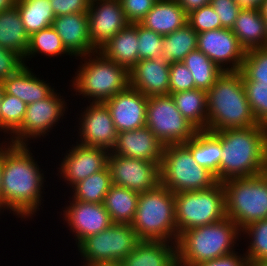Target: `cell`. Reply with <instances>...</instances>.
I'll return each mask as SVG.
<instances>
[{"label":"cell","mask_w":267,"mask_h":266,"mask_svg":"<svg viewBox=\"0 0 267 266\" xmlns=\"http://www.w3.org/2000/svg\"><path fill=\"white\" fill-rule=\"evenodd\" d=\"M27 146L3 145L1 176L2 210H11L23 219L39 210L45 178Z\"/></svg>","instance_id":"6da1fadb"},{"label":"cell","mask_w":267,"mask_h":266,"mask_svg":"<svg viewBox=\"0 0 267 266\" xmlns=\"http://www.w3.org/2000/svg\"><path fill=\"white\" fill-rule=\"evenodd\" d=\"M221 141L219 182L262 173L267 158V126L213 132Z\"/></svg>","instance_id":"7a4b0ae2"},{"label":"cell","mask_w":267,"mask_h":266,"mask_svg":"<svg viewBox=\"0 0 267 266\" xmlns=\"http://www.w3.org/2000/svg\"><path fill=\"white\" fill-rule=\"evenodd\" d=\"M207 131L258 125L248 103L242 75L224 72L207 91Z\"/></svg>","instance_id":"3957f363"},{"label":"cell","mask_w":267,"mask_h":266,"mask_svg":"<svg viewBox=\"0 0 267 266\" xmlns=\"http://www.w3.org/2000/svg\"><path fill=\"white\" fill-rule=\"evenodd\" d=\"M241 230L228 217L184 231L177 241V266H195L233 252ZM234 250V251H233Z\"/></svg>","instance_id":"277c9868"},{"label":"cell","mask_w":267,"mask_h":266,"mask_svg":"<svg viewBox=\"0 0 267 266\" xmlns=\"http://www.w3.org/2000/svg\"><path fill=\"white\" fill-rule=\"evenodd\" d=\"M131 226L140 241H169L177 244L179 236L174 193L160 183L141 193Z\"/></svg>","instance_id":"5b68a950"},{"label":"cell","mask_w":267,"mask_h":266,"mask_svg":"<svg viewBox=\"0 0 267 266\" xmlns=\"http://www.w3.org/2000/svg\"><path fill=\"white\" fill-rule=\"evenodd\" d=\"M82 57L85 61L79 65L72 80L76 95L78 92L83 98L92 99V103H104L129 86L126 67L106 58L100 51Z\"/></svg>","instance_id":"8992f818"},{"label":"cell","mask_w":267,"mask_h":266,"mask_svg":"<svg viewBox=\"0 0 267 266\" xmlns=\"http://www.w3.org/2000/svg\"><path fill=\"white\" fill-rule=\"evenodd\" d=\"M160 170V184L172 193L211 188L217 183L215 175L197 164L184 143L164 147Z\"/></svg>","instance_id":"52a82bcc"},{"label":"cell","mask_w":267,"mask_h":266,"mask_svg":"<svg viewBox=\"0 0 267 266\" xmlns=\"http://www.w3.org/2000/svg\"><path fill=\"white\" fill-rule=\"evenodd\" d=\"M222 185L226 217L240 230L252 222L267 219V180L262 174L228 179Z\"/></svg>","instance_id":"ba28073f"},{"label":"cell","mask_w":267,"mask_h":266,"mask_svg":"<svg viewBox=\"0 0 267 266\" xmlns=\"http://www.w3.org/2000/svg\"><path fill=\"white\" fill-rule=\"evenodd\" d=\"M174 197L178 236L226 217L225 190L221 182L204 190L178 192Z\"/></svg>","instance_id":"9c48e42d"},{"label":"cell","mask_w":267,"mask_h":266,"mask_svg":"<svg viewBox=\"0 0 267 266\" xmlns=\"http://www.w3.org/2000/svg\"><path fill=\"white\" fill-rule=\"evenodd\" d=\"M140 242L130 224L113 223L104 231L84 239L77 247L86 261L83 266L121 263Z\"/></svg>","instance_id":"30bf717a"},{"label":"cell","mask_w":267,"mask_h":266,"mask_svg":"<svg viewBox=\"0 0 267 266\" xmlns=\"http://www.w3.org/2000/svg\"><path fill=\"white\" fill-rule=\"evenodd\" d=\"M146 126L164 145L185 143L198 131L177 109L170 94L148 98Z\"/></svg>","instance_id":"8fae6325"},{"label":"cell","mask_w":267,"mask_h":266,"mask_svg":"<svg viewBox=\"0 0 267 266\" xmlns=\"http://www.w3.org/2000/svg\"><path fill=\"white\" fill-rule=\"evenodd\" d=\"M64 98L53 91L47 98L27 105L21 126L10 137L11 144L27 145L29 140L40 138L64 116L67 106ZM66 106V107H65Z\"/></svg>","instance_id":"7c38bea8"},{"label":"cell","mask_w":267,"mask_h":266,"mask_svg":"<svg viewBox=\"0 0 267 266\" xmlns=\"http://www.w3.org/2000/svg\"><path fill=\"white\" fill-rule=\"evenodd\" d=\"M156 162L127 158L110 151L108 168L112 184L139 194L155 188L160 183V170Z\"/></svg>","instance_id":"4fadbf2b"},{"label":"cell","mask_w":267,"mask_h":266,"mask_svg":"<svg viewBox=\"0 0 267 266\" xmlns=\"http://www.w3.org/2000/svg\"><path fill=\"white\" fill-rule=\"evenodd\" d=\"M197 49L224 72L240 71L246 54L237 36L228 28L198 33Z\"/></svg>","instance_id":"5bb4252c"},{"label":"cell","mask_w":267,"mask_h":266,"mask_svg":"<svg viewBox=\"0 0 267 266\" xmlns=\"http://www.w3.org/2000/svg\"><path fill=\"white\" fill-rule=\"evenodd\" d=\"M87 15L89 37L97 51L130 24L120 0H90Z\"/></svg>","instance_id":"9a60e30c"},{"label":"cell","mask_w":267,"mask_h":266,"mask_svg":"<svg viewBox=\"0 0 267 266\" xmlns=\"http://www.w3.org/2000/svg\"><path fill=\"white\" fill-rule=\"evenodd\" d=\"M79 118V144L102 147L111 151L117 140L118 132L105 103H92L85 108Z\"/></svg>","instance_id":"2e32d148"},{"label":"cell","mask_w":267,"mask_h":266,"mask_svg":"<svg viewBox=\"0 0 267 266\" xmlns=\"http://www.w3.org/2000/svg\"><path fill=\"white\" fill-rule=\"evenodd\" d=\"M63 158L59 173L70 188L79 181L108 166L110 151L102 147L83 146L76 142Z\"/></svg>","instance_id":"e0dca14e"},{"label":"cell","mask_w":267,"mask_h":266,"mask_svg":"<svg viewBox=\"0 0 267 266\" xmlns=\"http://www.w3.org/2000/svg\"><path fill=\"white\" fill-rule=\"evenodd\" d=\"M148 98L140 91L128 86L104 102L118 133L146 126Z\"/></svg>","instance_id":"ac0fdd59"},{"label":"cell","mask_w":267,"mask_h":266,"mask_svg":"<svg viewBox=\"0 0 267 266\" xmlns=\"http://www.w3.org/2000/svg\"><path fill=\"white\" fill-rule=\"evenodd\" d=\"M69 204L63 210V217L70 230L75 234L77 246L87 237L100 233L113 224L103 203L82 202L72 199Z\"/></svg>","instance_id":"d6986e66"},{"label":"cell","mask_w":267,"mask_h":266,"mask_svg":"<svg viewBox=\"0 0 267 266\" xmlns=\"http://www.w3.org/2000/svg\"><path fill=\"white\" fill-rule=\"evenodd\" d=\"M170 64L160 54L138 61L129 70V86L150 97L169 94Z\"/></svg>","instance_id":"ffe728a7"},{"label":"cell","mask_w":267,"mask_h":266,"mask_svg":"<svg viewBox=\"0 0 267 266\" xmlns=\"http://www.w3.org/2000/svg\"><path fill=\"white\" fill-rule=\"evenodd\" d=\"M164 143L147 127L119 132L113 153L127 158H137L161 165Z\"/></svg>","instance_id":"44dd1931"},{"label":"cell","mask_w":267,"mask_h":266,"mask_svg":"<svg viewBox=\"0 0 267 266\" xmlns=\"http://www.w3.org/2000/svg\"><path fill=\"white\" fill-rule=\"evenodd\" d=\"M52 27L57 31L66 50L75 58L97 51L89 37L87 12L57 16Z\"/></svg>","instance_id":"7402d4cb"},{"label":"cell","mask_w":267,"mask_h":266,"mask_svg":"<svg viewBox=\"0 0 267 266\" xmlns=\"http://www.w3.org/2000/svg\"><path fill=\"white\" fill-rule=\"evenodd\" d=\"M25 64L15 74L2 82L4 92L15 96L26 105L47 98L55 88L39 79Z\"/></svg>","instance_id":"603a6c76"},{"label":"cell","mask_w":267,"mask_h":266,"mask_svg":"<svg viewBox=\"0 0 267 266\" xmlns=\"http://www.w3.org/2000/svg\"><path fill=\"white\" fill-rule=\"evenodd\" d=\"M121 264L123 266H177V245L169 241H140Z\"/></svg>","instance_id":"cb8c5ba5"},{"label":"cell","mask_w":267,"mask_h":266,"mask_svg":"<svg viewBox=\"0 0 267 266\" xmlns=\"http://www.w3.org/2000/svg\"><path fill=\"white\" fill-rule=\"evenodd\" d=\"M139 23L165 36L184 27L188 23V14L176 0H157Z\"/></svg>","instance_id":"d4e9b609"},{"label":"cell","mask_w":267,"mask_h":266,"mask_svg":"<svg viewBox=\"0 0 267 266\" xmlns=\"http://www.w3.org/2000/svg\"><path fill=\"white\" fill-rule=\"evenodd\" d=\"M231 30L246 51L267 47L265 18L260 8H242Z\"/></svg>","instance_id":"484cf974"},{"label":"cell","mask_w":267,"mask_h":266,"mask_svg":"<svg viewBox=\"0 0 267 266\" xmlns=\"http://www.w3.org/2000/svg\"><path fill=\"white\" fill-rule=\"evenodd\" d=\"M138 43L137 23H130L98 51L106 58L130 70L139 61Z\"/></svg>","instance_id":"4316f807"},{"label":"cell","mask_w":267,"mask_h":266,"mask_svg":"<svg viewBox=\"0 0 267 266\" xmlns=\"http://www.w3.org/2000/svg\"><path fill=\"white\" fill-rule=\"evenodd\" d=\"M198 165L215 175L219 182V166L222 155L220 139L211 131L198 130L195 136L184 143Z\"/></svg>","instance_id":"83f0119b"},{"label":"cell","mask_w":267,"mask_h":266,"mask_svg":"<svg viewBox=\"0 0 267 266\" xmlns=\"http://www.w3.org/2000/svg\"><path fill=\"white\" fill-rule=\"evenodd\" d=\"M0 46L15 51L22 58L26 54L29 35L16 6L0 12Z\"/></svg>","instance_id":"f1b7e54d"},{"label":"cell","mask_w":267,"mask_h":266,"mask_svg":"<svg viewBox=\"0 0 267 266\" xmlns=\"http://www.w3.org/2000/svg\"><path fill=\"white\" fill-rule=\"evenodd\" d=\"M139 193L112 184L103 205L113 223L132 224L136 215Z\"/></svg>","instance_id":"f546056e"},{"label":"cell","mask_w":267,"mask_h":266,"mask_svg":"<svg viewBox=\"0 0 267 266\" xmlns=\"http://www.w3.org/2000/svg\"><path fill=\"white\" fill-rule=\"evenodd\" d=\"M177 109L198 130H207V92L192 89L171 93Z\"/></svg>","instance_id":"4dcf8cb0"},{"label":"cell","mask_w":267,"mask_h":266,"mask_svg":"<svg viewBox=\"0 0 267 266\" xmlns=\"http://www.w3.org/2000/svg\"><path fill=\"white\" fill-rule=\"evenodd\" d=\"M15 6L29 36L52 26L55 15L50 0H16Z\"/></svg>","instance_id":"1f68e13d"},{"label":"cell","mask_w":267,"mask_h":266,"mask_svg":"<svg viewBox=\"0 0 267 266\" xmlns=\"http://www.w3.org/2000/svg\"><path fill=\"white\" fill-rule=\"evenodd\" d=\"M198 33L187 23L184 27L163 36L162 55L167 63L182 62L186 55L197 49Z\"/></svg>","instance_id":"d6a6232c"},{"label":"cell","mask_w":267,"mask_h":266,"mask_svg":"<svg viewBox=\"0 0 267 266\" xmlns=\"http://www.w3.org/2000/svg\"><path fill=\"white\" fill-rule=\"evenodd\" d=\"M182 63L193 75L195 88L206 92L224 73L209 57L198 49L189 52Z\"/></svg>","instance_id":"836d02e7"},{"label":"cell","mask_w":267,"mask_h":266,"mask_svg":"<svg viewBox=\"0 0 267 266\" xmlns=\"http://www.w3.org/2000/svg\"><path fill=\"white\" fill-rule=\"evenodd\" d=\"M112 185L108 166L72 186V199L82 202L103 203Z\"/></svg>","instance_id":"e575fe53"},{"label":"cell","mask_w":267,"mask_h":266,"mask_svg":"<svg viewBox=\"0 0 267 266\" xmlns=\"http://www.w3.org/2000/svg\"><path fill=\"white\" fill-rule=\"evenodd\" d=\"M44 54L45 56L57 57L60 54L72 56L62 44L60 36L52 27L41 29L39 32L33 33L29 36V46L23 58L24 65L26 58H31L35 54ZM31 56V57H30Z\"/></svg>","instance_id":"d590c367"},{"label":"cell","mask_w":267,"mask_h":266,"mask_svg":"<svg viewBox=\"0 0 267 266\" xmlns=\"http://www.w3.org/2000/svg\"><path fill=\"white\" fill-rule=\"evenodd\" d=\"M239 72L243 84H267V47L246 51Z\"/></svg>","instance_id":"8d00e7d4"},{"label":"cell","mask_w":267,"mask_h":266,"mask_svg":"<svg viewBox=\"0 0 267 266\" xmlns=\"http://www.w3.org/2000/svg\"><path fill=\"white\" fill-rule=\"evenodd\" d=\"M0 107V130L12 135L21 126L27 105L19 98L4 92Z\"/></svg>","instance_id":"74e56055"},{"label":"cell","mask_w":267,"mask_h":266,"mask_svg":"<svg viewBox=\"0 0 267 266\" xmlns=\"http://www.w3.org/2000/svg\"><path fill=\"white\" fill-rule=\"evenodd\" d=\"M241 231L251 237L245 253L249 264L267 260V219L252 222Z\"/></svg>","instance_id":"f35d334b"},{"label":"cell","mask_w":267,"mask_h":266,"mask_svg":"<svg viewBox=\"0 0 267 266\" xmlns=\"http://www.w3.org/2000/svg\"><path fill=\"white\" fill-rule=\"evenodd\" d=\"M251 111L258 124L267 126V84H243Z\"/></svg>","instance_id":"ab89813d"},{"label":"cell","mask_w":267,"mask_h":266,"mask_svg":"<svg viewBox=\"0 0 267 266\" xmlns=\"http://www.w3.org/2000/svg\"><path fill=\"white\" fill-rule=\"evenodd\" d=\"M138 32V57L143 59H153L162 54L163 36L137 23Z\"/></svg>","instance_id":"60d3db41"},{"label":"cell","mask_w":267,"mask_h":266,"mask_svg":"<svg viewBox=\"0 0 267 266\" xmlns=\"http://www.w3.org/2000/svg\"><path fill=\"white\" fill-rule=\"evenodd\" d=\"M188 24L197 33L223 28L219 15L210 4L202 6L188 14Z\"/></svg>","instance_id":"b9f144b4"},{"label":"cell","mask_w":267,"mask_h":266,"mask_svg":"<svg viewBox=\"0 0 267 266\" xmlns=\"http://www.w3.org/2000/svg\"><path fill=\"white\" fill-rule=\"evenodd\" d=\"M195 89L193 75L182 62L170 64L169 94Z\"/></svg>","instance_id":"7bdbcfd3"},{"label":"cell","mask_w":267,"mask_h":266,"mask_svg":"<svg viewBox=\"0 0 267 266\" xmlns=\"http://www.w3.org/2000/svg\"><path fill=\"white\" fill-rule=\"evenodd\" d=\"M223 28L232 29L242 7L236 0H210Z\"/></svg>","instance_id":"ee69618b"},{"label":"cell","mask_w":267,"mask_h":266,"mask_svg":"<svg viewBox=\"0 0 267 266\" xmlns=\"http://www.w3.org/2000/svg\"><path fill=\"white\" fill-rule=\"evenodd\" d=\"M157 0H120L122 9L130 23H139L152 9Z\"/></svg>","instance_id":"f6af8a7d"},{"label":"cell","mask_w":267,"mask_h":266,"mask_svg":"<svg viewBox=\"0 0 267 266\" xmlns=\"http://www.w3.org/2000/svg\"><path fill=\"white\" fill-rule=\"evenodd\" d=\"M24 66L23 58L15 51L0 46V81H5Z\"/></svg>","instance_id":"bcb514c9"},{"label":"cell","mask_w":267,"mask_h":266,"mask_svg":"<svg viewBox=\"0 0 267 266\" xmlns=\"http://www.w3.org/2000/svg\"><path fill=\"white\" fill-rule=\"evenodd\" d=\"M55 17L88 12L90 0H50Z\"/></svg>","instance_id":"7dc6e473"},{"label":"cell","mask_w":267,"mask_h":266,"mask_svg":"<svg viewBox=\"0 0 267 266\" xmlns=\"http://www.w3.org/2000/svg\"><path fill=\"white\" fill-rule=\"evenodd\" d=\"M238 252L213 259L203 261L195 266H249V262L245 254L243 256L237 255Z\"/></svg>","instance_id":"c3c4849f"},{"label":"cell","mask_w":267,"mask_h":266,"mask_svg":"<svg viewBox=\"0 0 267 266\" xmlns=\"http://www.w3.org/2000/svg\"><path fill=\"white\" fill-rule=\"evenodd\" d=\"M187 14L210 4V0H176Z\"/></svg>","instance_id":"681fc988"},{"label":"cell","mask_w":267,"mask_h":266,"mask_svg":"<svg viewBox=\"0 0 267 266\" xmlns=\"http://www.w3.org/2000/svg\"><path fill=\"white\" fill-rule=\"evenodd\" d=\"M242 8H260L263 0H236Z\"/></svg>","instance_id":"f907efd6"},{"label":"cell","mask_w":267,"mask_h":266,"mask_svg":"<svg viewBox=\"0 0 267 266\" xmlns=\"http://www.w3.org/2000/svg\"><path fill=\"white\" fill-rule=\"evenodd\" d=\"M16 5V0H0V12Z\"/></svg>","instance_id":"816d5d0a"},{"label":"cell","mask_w":267,"mask_h":266,"mask_svg":"<svg viewBox=\"0 0 267 266\" xmlns=\"http://www.w3.org/2000/svg\"><path fill=\"white\" fill-rule=\"evenodd\" d=\"M2 162H3V142L2 144L0 143V211L2 210V189H1Z\"/></svg>","instance_id":"f5cc1de1"},{"label":"cell","mask_w":267,"mask_h":266,"mask_svg":"<svg viewBox=\"0 0 267 266\" xmlns=\"http://www.w3.org/2000/svg\"><path fill=\"white\" fill-rule=\"evenodd\" d=\"M260 10L263 16H267V0H263Z\"/></svg>","instance_id":"db71d44e"},{"label":"cell","mask_w":267,"mask_h":266,"mask_svg":"<svg viewBox=\"0 0 267 266\" xmlns=\"http://www.w3.org/2000/svg\"><path fill=\"white\" fill-rule=\"evenodd\" d=\"M92 266H123L121 263H100Z\"/></svg>","instance_id":"11a10c76"},{"label":"cell","mask_w":267,"mask_h":266,"mask_svg":"<svg viewBox=\"0 0 267 266\" xmlns=\"http://www.w3.org/2000/svg\"><path fill=\"white\" fill-rule=\"evenodd\" d=\"M249 266H267V260L249 264Z\"/></svg>","instance_id":"9f6ffc18"},{"label":"cell","mask_w":267,"mask_h":266,"mask_svg":"<svg viewBox=\"0 0 267 266\" xmlns=\"http://www.w3.org/2000/svg\"><path fill=\"white\" fill-rule=\"evenodd\" d=\"M3 93H4V88H3L2 82L0 81V106H1V100H2V97H3Z\"/></svg>","instance_id":"6f0895ef"},{"label":"cell","mask_w":267,"mask_h":266,"mask_svg":"<svg viewBox=\"0 0 267 266\" xmlns=\"http://www.w3.org/2000/svg\"><path fill=\"white\" fill-rule=\"evenodd\" d=\"M267 180V158H266V163H265V166L262 170V173H261Z\"/></svg>","instance_id":"680465c9"},{"label":"cell","mask_w":267,"mask_h":266,"mask_svg":"<svg viewBox=\"0 0 267 266\" xmlns=\"http://www.w3.org/2000/svg\"><path fill=\"white\" fill-rule=\"evenodd\" d=\"M265 18V28H266V35H267V16H263Z\"/></svg>","instance_id":"91938a15"}]
</instances>
